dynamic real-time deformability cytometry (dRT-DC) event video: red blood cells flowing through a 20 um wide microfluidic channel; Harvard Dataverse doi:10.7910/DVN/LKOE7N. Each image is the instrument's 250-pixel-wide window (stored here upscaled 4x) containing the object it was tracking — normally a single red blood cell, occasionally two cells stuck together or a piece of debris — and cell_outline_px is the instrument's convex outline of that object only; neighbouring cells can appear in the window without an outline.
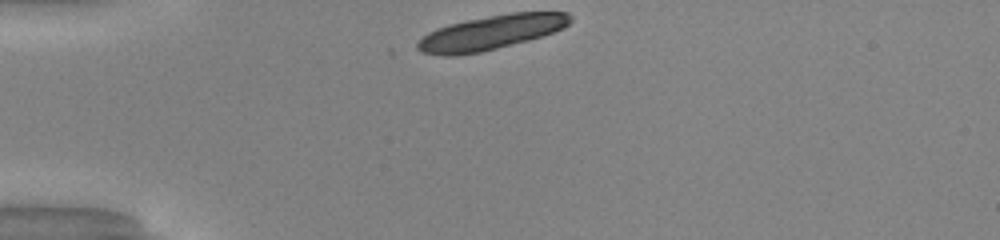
{"species": "common noctule bat (a hibernating species)", "species_latin": "Nyctalus noctula", "temperature_condition": "warm", "stored_images_in_passage": 7, "camera_frame_rate_fps": 3000, "um_per_image_px": 0.085, "animal": {"sex": "male", "body_mass_g": 20.0, "forearm_length_mm": 53.3}, "frame": {"image": 1, "passage_image": 1, "time_ms": 0.0, "image_size_px": [1000, 240], "cell_outline_px": [[572, 20], [564, 28], [528, 40], [480, 52], [452, 56], [444, 56], [420, 52], [416, 48], [416, 44], [428, 32], [436, 28], [448, 24], [488, 16], [512, 12], [568, 12], [572, 16]], "centroid_in_image_um": [41.72, 2.76], "position_along_channel_um": 43.3, "area_um2": 30.4}}